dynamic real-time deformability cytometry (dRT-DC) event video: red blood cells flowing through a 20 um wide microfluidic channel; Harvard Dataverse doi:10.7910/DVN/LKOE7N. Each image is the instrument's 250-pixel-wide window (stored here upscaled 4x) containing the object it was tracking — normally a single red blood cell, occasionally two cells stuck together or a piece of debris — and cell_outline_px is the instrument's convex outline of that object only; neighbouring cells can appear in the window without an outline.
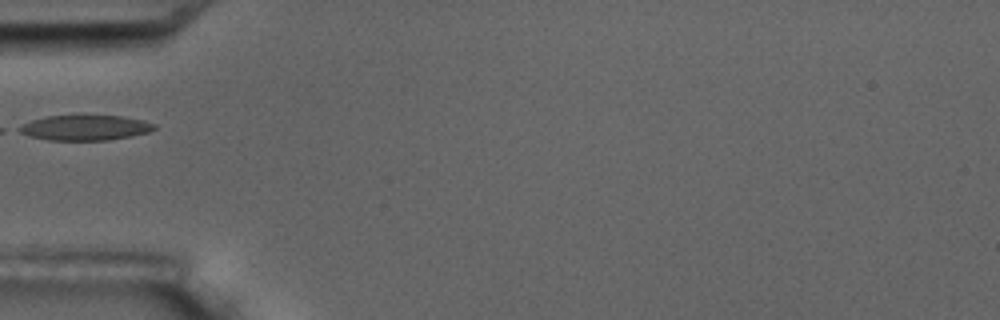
{"species": "common noctule bat (a hibernating species)", "species_latin": "Nyctalus noctula", "temperature_condition": "room temperature", "stored_images_in_passage": 11, "camera_frame_rate_fps": 3000, "um_per_image_px": 0.085, "animal": {"sex": "male", "body_mass_g": 17.5, "forearm_length_mm": 52.3}, "frame": {"image": 1, "passage_image": 1, "time_ms": 0.0, "image_size_px": [1000, 320], "cell_outline_px": [[156, 128], [148, 132], [132, 136], [108, 140], [48, 140], [28, 136], [20, 132], [16, 128], [32, 120], [44, 116], [120, 116], [144, 120], [156, 124]], "centroid_in_image_um": [7.24, 10.86], "position_along_channel_um": 77.8, "area_um2": 19.77}}
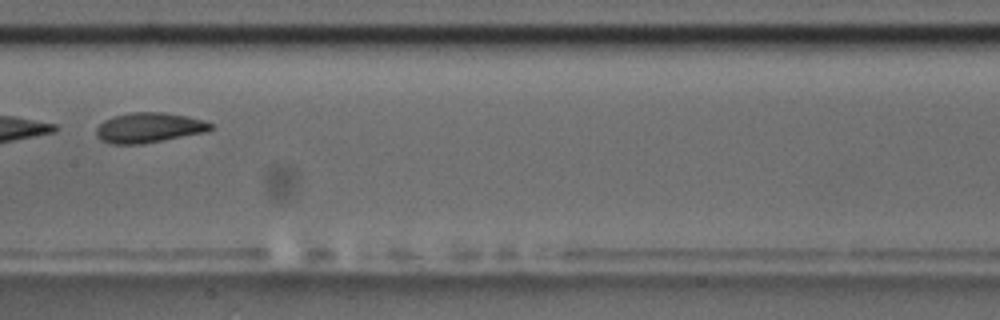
{"frame": {"image": 2, "passage_image": 4, "time_ms": 3.333, "image_size_px": [1000, 320], "cell_outline_px": [[212, 128], [208, 132], [140, 144], [112, 144], [100, 140], [96, 136], [96, 128], [104, 120], [112, 116], [132, 112], [164, 112], [188, 116], [212, 124]], "centroid_in_image_um": [12.63, 10.85], "position_along_channel_um": 194.8, "area_um2": 20.06}}
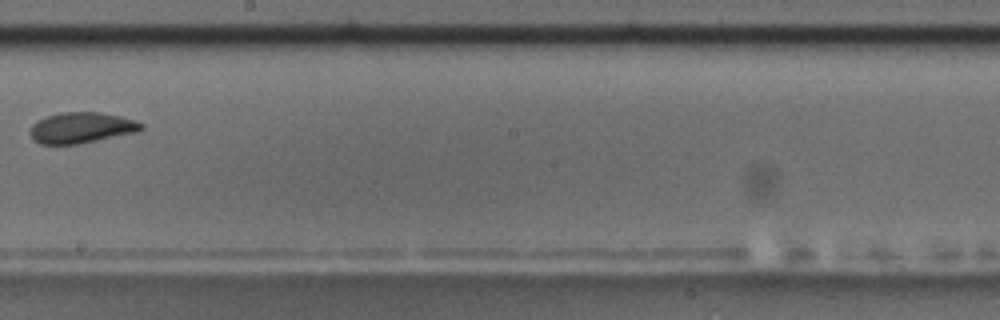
{"frame": {"image": 3, "passage_image": 5, "time_ms": 4.667, "image_size_px": [1000, 320], "cell_outline_px": [[144, 128], [140, 132], [80, 144], [40, 144], [32, 140], [28, 132], [32, 124], [36, 120], [44, 116], [60, 112], [100, 112], [120, 116], [144, 124]], "centroid_in_image_um": [6.89, 10.86], "position_along_channel_um": 241.3, "area_um2": 20.46}}